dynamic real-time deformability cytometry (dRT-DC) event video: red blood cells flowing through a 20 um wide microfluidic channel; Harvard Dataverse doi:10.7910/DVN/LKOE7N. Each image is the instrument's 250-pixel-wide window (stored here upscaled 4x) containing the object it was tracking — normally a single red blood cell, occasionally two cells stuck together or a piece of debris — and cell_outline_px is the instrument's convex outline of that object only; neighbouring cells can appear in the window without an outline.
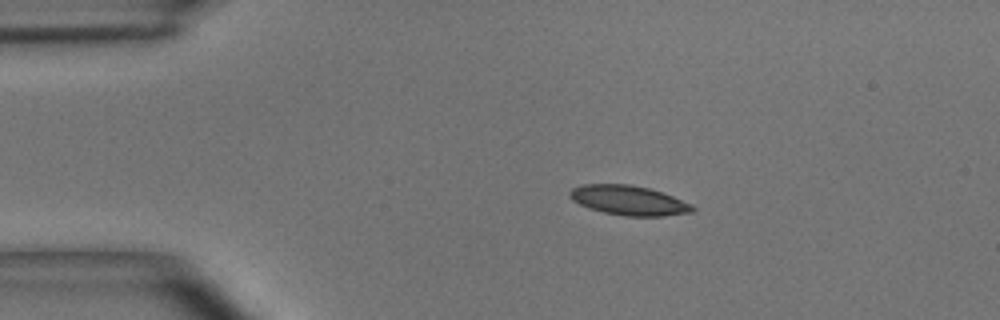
{"species": "common noctule bat (a hibernating species)", "species_latin": "Nyctalus noctula", "temperature_condition": "room temperature", "stored_images_in_passage": 2, "camera_frame_rate_fps": 3000, "um_per_image_px": 0.085, "animal": {"sex": "male", "body_mass_g": 15.6}, "frame": {"image": 1, "passage_image": 1, "time_ms": 0.0, "image_size_px": [1000, 320], "cell_outline_px": [[696, 208], [692, 212], [664, 216], [624, 216], [604, 212], [588, 208], [572, 200], [568, 196], [568, 192], [572, 188], [580, 184], [628, 184], [648, 188], [672, 196], [692, 204]], "centroid_in_image_um": [53.41, 17.03], "position_along_channel_um": 31.6, "area_um2": 21.21}}